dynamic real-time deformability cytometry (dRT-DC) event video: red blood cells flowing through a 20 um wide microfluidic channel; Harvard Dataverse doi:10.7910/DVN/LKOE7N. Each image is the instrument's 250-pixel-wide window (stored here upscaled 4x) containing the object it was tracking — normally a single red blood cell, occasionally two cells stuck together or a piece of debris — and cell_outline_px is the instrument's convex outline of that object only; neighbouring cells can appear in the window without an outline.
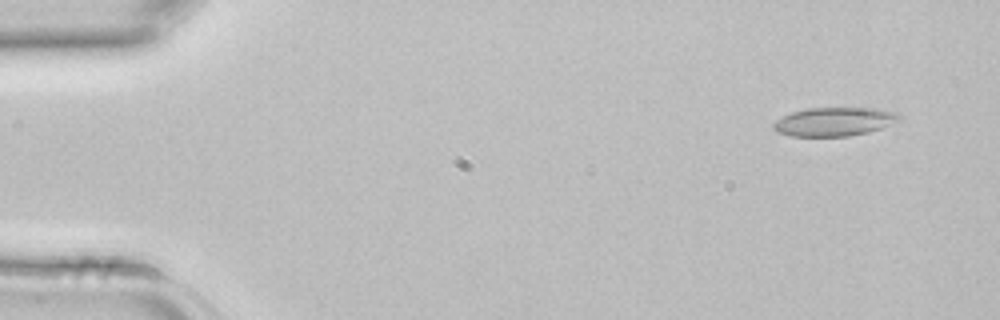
{"species": "common noctule bat (a hibernating species)", "species_latin": "Nyctalus noctula", "temperature_condition": "room temperature", "stored_images_in_passage": 3, "camera_frame_rate_fps": 3000, "um_per_image_px": 0.085, "animal": {"sex": "female", "body_mass_g": 22.7, "forearm_length_mm": 54.2}, "frame": {"image": 1, "passage_image": 1, "time_ms": 0.0, "image_size_px": [1000, 320], "cell_outline_px": [[904, 116], [900, 120], [892, 124], [868, 132], [848, 136], [792, 136], [776, 132], [772, 128], [772, 124], [776, 120], [792, 112], [808, 108], [876, 108], [896, 112]], "centroid_in_image_um": [70.93, 10.34], "position_along_channel_um": 14.1, "area_um2": 21.1}}
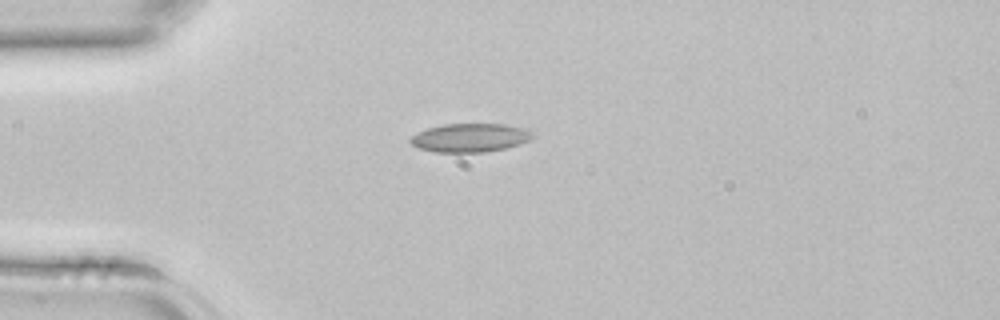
{"frame": {"image": 2, "passage_image": 3, "time_ms": 0.667, "image_size_px": [1000, 320], "cell_outline_px": [[536, 136], [520, 144], [508, 148], [484, 152], [436, 152], [420, 148], [412, 144], [408, 140], [416, 132], [428, 128], [444, 124], [504, 124], [528, 128]], "centroid_in_image_um": [40.0, 11.7], "position_along_channel_um": 45.0, "area_um2": 20.52}}